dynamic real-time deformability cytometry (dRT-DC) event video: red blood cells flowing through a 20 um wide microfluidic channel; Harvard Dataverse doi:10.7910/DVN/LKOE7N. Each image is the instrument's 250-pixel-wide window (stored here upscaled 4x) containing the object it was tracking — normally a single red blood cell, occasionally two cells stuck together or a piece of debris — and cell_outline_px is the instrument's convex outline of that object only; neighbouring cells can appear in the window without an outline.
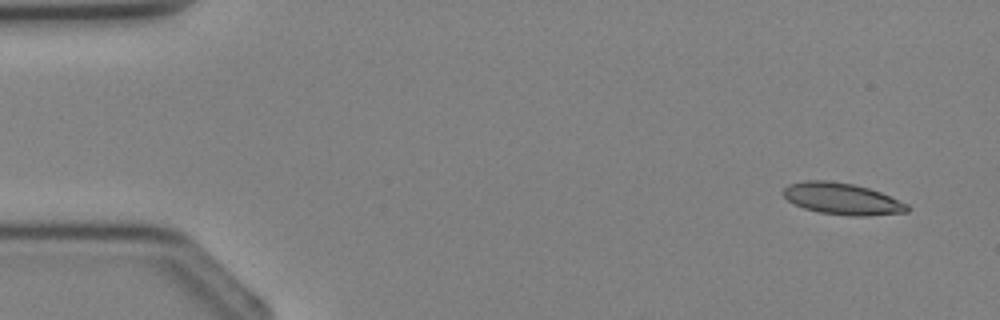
{"species": "Egyptian fruit bat (a non-hibernating species)", "species_latin": "Rousettus aegyptiacus", "temperature_condition": "cold", "stored_images_in_passage": 4, "camera_frame_rate_fps": 3000, "um_per_image_px": 0.085, "animal": {"sex": "female"}, "frame": {"image": 1, "passage_image": 1, "time_ms": 0.0, "image_size_px": [1000, 320], "cell_outline_px": [[912, 208], [908, 212], [868, 216], [848, 216], [820, 212], [804, 208], [788, 200], [780, 192], [788, 184], [804, 180], [828, 180], [852, 184], [868, 188], [880, 192], [908, 204]], "centroid_in_image_um": [71.59, 16.9], "position_along_channel_um": 13.4, "area_um2": 22.95}}
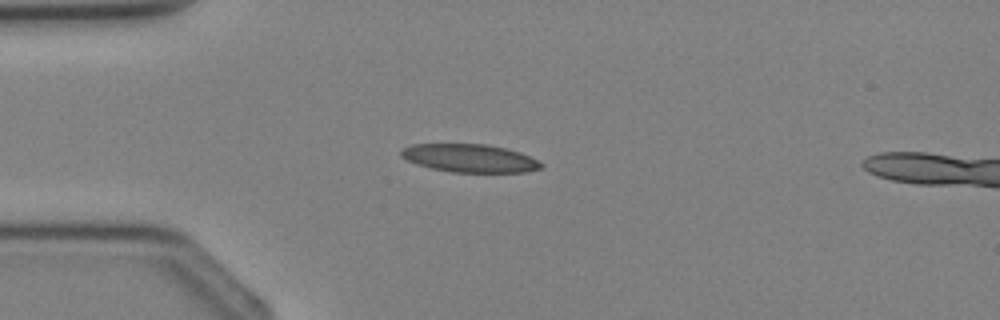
{"frame": {"image": 2, "passage_image": 3, "time_ms": 2.333, "image_size_px": [1000, 320], "cell_outline_px": [[544, 168], [524, 172], [452, 172], [432, 168], [416, 164], [400, 156], [400, 152], [404, 148], [412, 144], [484, 144], [504, 148], [520, 152], [544, 164]], "centroid_in_image_um": [39.93, 13.45], "position_along_channel_um": 45.1, "area_um2": 22.77}}